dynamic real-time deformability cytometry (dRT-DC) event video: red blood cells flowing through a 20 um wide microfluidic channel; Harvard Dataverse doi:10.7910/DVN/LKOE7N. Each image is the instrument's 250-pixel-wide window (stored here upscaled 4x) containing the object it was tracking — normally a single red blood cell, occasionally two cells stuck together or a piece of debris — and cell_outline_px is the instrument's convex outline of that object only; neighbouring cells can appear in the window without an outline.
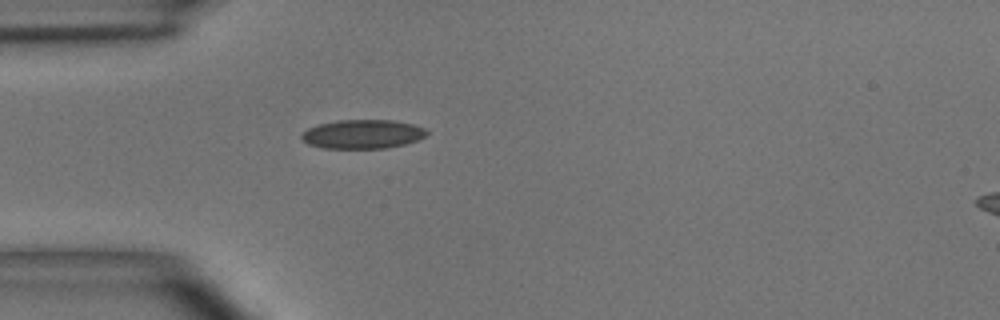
{"species": "common noctule bat (a hibernating species)", "species_latin": "Nyctalus noctula", "temperature_condition": "room temperature", "stored_images_in_passage": 2, "camera_frame_rate_fps": 3000, "um_per_image_px": 0.085, "animal": {"sex": "male", "body_mass_g": 15.6}, "frame": {"image": 1, "passage_image": 1, "time_ms": 0.0, "image_size_px": [1000, 320], "cell_outline_px": [[428, 132], [424, 136], [416, 140], [404, 144], [388, 148], [324, 148], [308, 144], [300, 136], [308, 128], [320, 124], [336, 120], [392, 120], [412, 124], [424, 128]], "centroid_in_image_um": [30.81, 11.4], "position_along_channel_um": 54.2, "area_um2": 20.92}}